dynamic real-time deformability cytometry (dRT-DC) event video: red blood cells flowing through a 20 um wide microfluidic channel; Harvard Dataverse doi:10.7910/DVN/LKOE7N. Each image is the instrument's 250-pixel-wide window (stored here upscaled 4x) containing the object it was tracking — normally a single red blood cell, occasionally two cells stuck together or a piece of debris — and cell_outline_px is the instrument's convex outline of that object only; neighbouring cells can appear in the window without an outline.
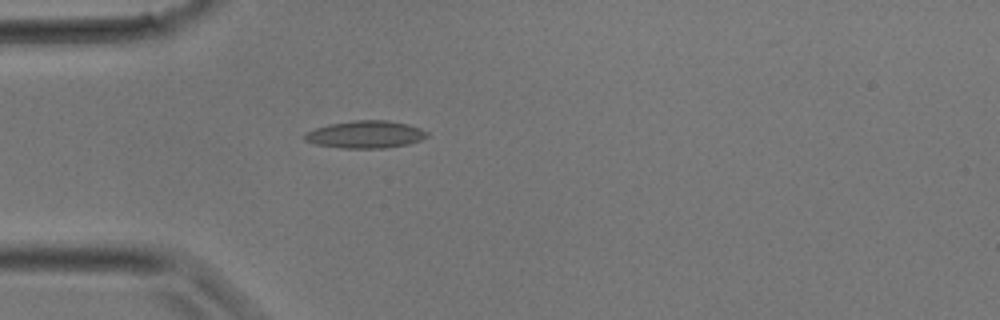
{"species": "common noctule bat (a hibernating species)", "species_latin": "Nyctalus noctula", "temperature_condition": "room temperature", "stored_images_in_passage": 26, "camera_frame_rate_fps": 3000, "um_per_image_px": 0.085, "animal": {"sex": "male", "body_mass_g": 17.9}, "frame": {"image": 1, "passage_image": 4, "time_ms": 1.0, "image_size_px": [1000, 320], "cell_outline_px": [[428, 136], [420, 140], [408, 144], [384, 148], [340, 148], [316, 144], [304, 140], [304, 136], [308, 132], [316, 128], [328, 124], [352, 120], [388, 120], [408, 124], [420, 128], [428, 132]], "centroid_in_image_um": [31.08, 11.42], "position_along_channel_um": 53.9, "area_um2": 19.54}}
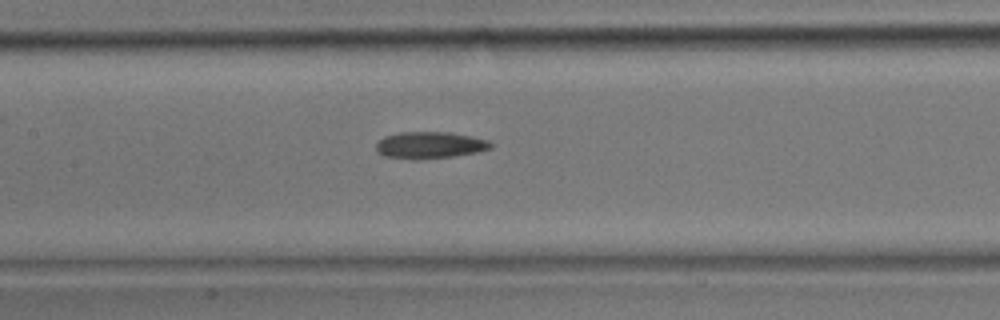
{"frame": {"image": 2, "passage_image": 10, "time_ms": 3.0, "image_size_px": [1000, 320], "cell_outline_px": [[492, 148], [476, 152], [452, 156], [420, 160], [412, 160], [384, 156], [376, 152], [376, 144], [384, 136], [400, 132], [448, 132], [488, 140], [492, 144]], "centroid_in_image_um": [36.48, 12.35], "position_along_channel_um": 170.9, "area_um2": 17.92}}
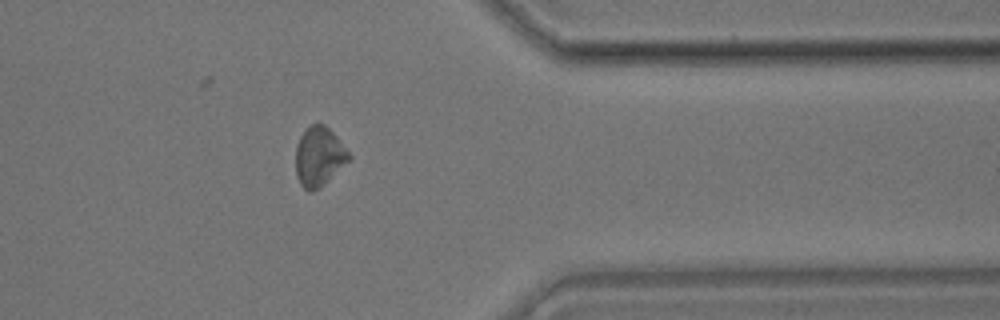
{"frame": {"image": 3, "passage_image": 21, "time_ms": 6.667, "image_size_px": [1000, 320], "cell_outline_px": [[352, 160], [320, 188], [312, 192], [308, 192], [300, 184], [296, 176], [296, 144], [300, 136], [316, 120], [324, 124], [336, 136], [352, 156]], "centroid_in_image_um": [27.14, 13.32], "position_along_channel_um": 384.3, "area_um2": 18.79}}